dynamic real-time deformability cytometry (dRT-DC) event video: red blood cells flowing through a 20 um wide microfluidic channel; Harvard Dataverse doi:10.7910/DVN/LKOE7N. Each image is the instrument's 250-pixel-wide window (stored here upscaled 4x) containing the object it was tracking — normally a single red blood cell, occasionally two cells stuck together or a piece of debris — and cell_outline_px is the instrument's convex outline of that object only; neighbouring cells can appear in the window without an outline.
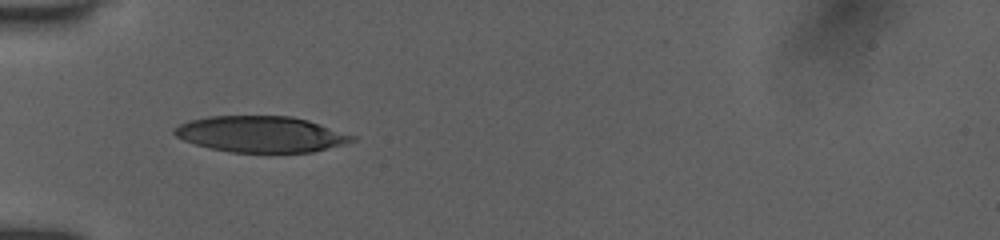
{"species": "human", "species_latin": "Homo sapiens", "temperature_condition": "room temperature", "stored_images_in_passage": 14, "camera_frame_rate_fps": 3000, "um_per_image_px": 0.085, "donor": {"sex": "female"}, "frame": {"image": 1, "passage_image": 12, "time_ms": 5.333, "image_size_px": [1000, 240], "cell_outline_px": [[356, 140], [344, 144], [312, 152], [232, 152], [208, 148], [184, 140], [176, 136], [172, 132], [172, 128], [180, 124], [192, 120], [208, 116], [292, 116], [308, 120], [356, 136]], "centroid_in_image_um": [22.17, 11.4], "position_along_channel_um": 62.8, "area_um2": 37.28}}
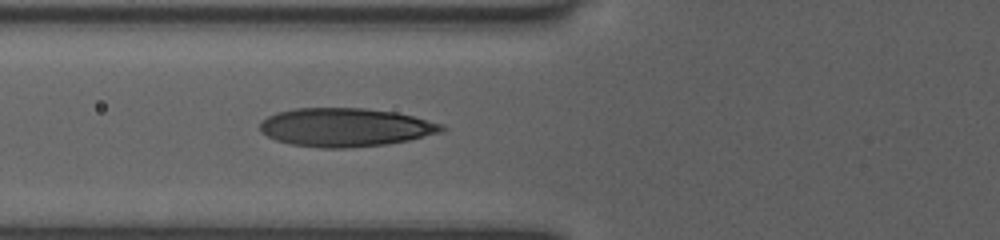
{"frame": {"image": 2, "passage_image": 14, "time_ms": 6.333, "image_size_px": [1000, 240], "cell_outline_px": [[448, 128], [444, 132], [408, 140], [388, 144], [348, 148], [320, 148], [292, 144], [276, 140], [260, 132], [260, 120], [276, 112], [292, 108], [364, 108], [396, 112], [444, 124]], "centroid_in_image_um": [29.37, 10.82], "position_along_channel_um": 96.4, "area_um2": 41.15}}